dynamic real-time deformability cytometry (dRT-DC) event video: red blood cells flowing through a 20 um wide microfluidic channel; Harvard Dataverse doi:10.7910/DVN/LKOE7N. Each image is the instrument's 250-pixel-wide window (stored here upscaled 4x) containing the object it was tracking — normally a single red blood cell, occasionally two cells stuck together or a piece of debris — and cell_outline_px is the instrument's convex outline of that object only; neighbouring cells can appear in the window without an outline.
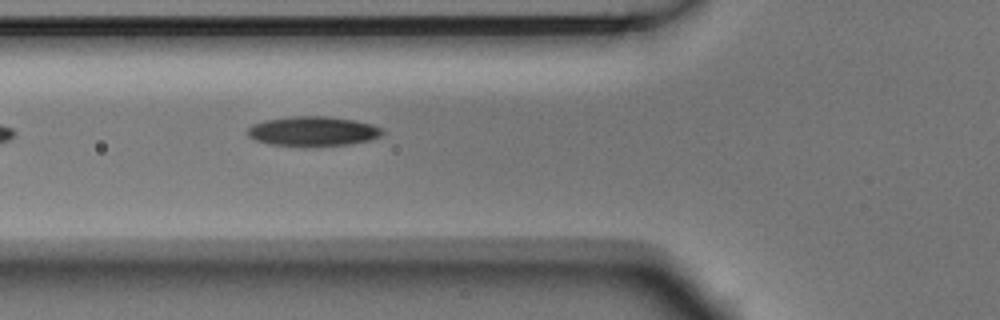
{"species": "Egyptian fruit bat (a non-hibernating species)", "species_latin": "Rousettus aegyptiacus", "temperature_condition": "room temperature", "stored_images_in_passage": 3, "camera_frame_rate_fps": 3000, "um_per_image_px": 0.085, "animal": {"sex": "male"}, "frame": {"image": 1, "passage_image": 3, "time_ms": 0.667, "image_size_px": [1000, 320], "cell_outline_px": [[384, 132], [380, 136], [368, 140], [352, 144], [268, 144], [256, 140], [248, 136], [248, 128], [252, 124], [264, 120], [292, 116], [328, 116], [352, 120], [372, 124], [380, 128]], "centroid_in_image_um": [26.58, 11.12], "position_along_channel_um": 99.2, "area_um2": 22.54}}